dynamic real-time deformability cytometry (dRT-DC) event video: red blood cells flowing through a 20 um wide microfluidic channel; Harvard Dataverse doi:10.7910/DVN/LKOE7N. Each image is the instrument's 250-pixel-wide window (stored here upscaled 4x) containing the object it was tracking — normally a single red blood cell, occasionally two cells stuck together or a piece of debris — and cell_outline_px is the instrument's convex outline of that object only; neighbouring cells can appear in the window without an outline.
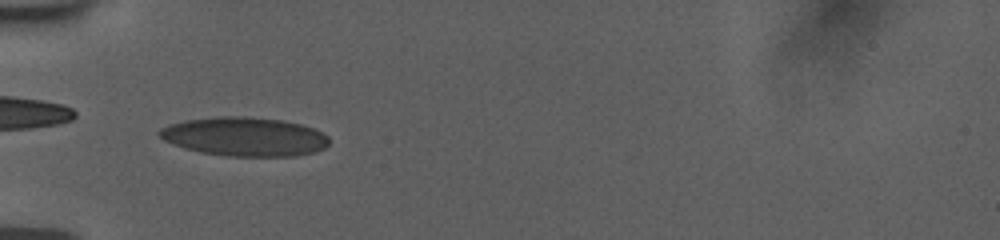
{"species": "human", "species_latin": "Homo sapiens", "temperature_condition": "room temperature", "stored_images_in_passage": 30, "camera_frame_rate_fps": 3000, "um_per_image_px": 0.085, "donor": {"sex": "female"}, "frame": {"image": 1, "passage_image": 9, "time_ms": 5.333, "image_size_px": [1000, 240], "cell_outline_px": [[328, 144], [324, 148], [316, 152], [296, 156], [228, 156], [200, 152], [184, 148], [164, 140], [156, 132], [160, 128], [168, 124], [184, 120], [216, 116], [244, 116], [284, 120], [300, 124], [312, 128], [328, 136]], "centroid_in_image_um": [20.76, 11.61], "position_along_channel_um": 64.2, "area_um2": 38.67}}
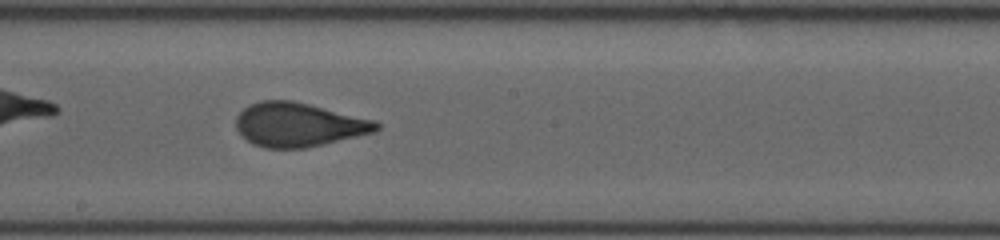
{"frame": {"image": 2, "passage_image": 18, "time_ms": 9.667, "image_size_px": [1000, 240], "cell_outline_px": [[380, 128], [376, 132], [324, 144], [304, 148], [264, 148], [252, 144], [236, 128], [236, 116], [244, 108], [260, 100], [292, 100], [376, 120], [380, 124]], "centroid_in_image_um": [25.4, 10.6], "position_along_channel_um": 222.8, "area_um2": 35.95}}
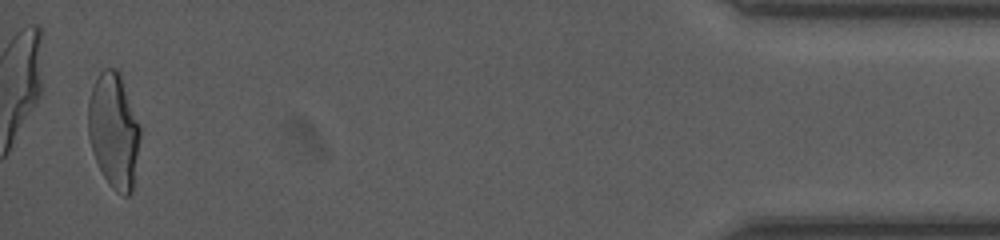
{"frame": {"image": 3, "passage_image": 30, "time_ms": 17.0, "image_size_px": [1000, 240], "cell_outline_px": [[140, 136], [132, 192], [128, 196], [124, 196], [116, 192], [108, 184], [96, 160], [88, 136], [88, 100], [92, 88], [100, 72], [104, 68], [116, 68], [120, 72], [140, 128]], "centroid_in_image_um": [9.67, 11.1], "position_along_channel_um": 425.5, "area_um2": 34.56}, "authors_computed_cell_mechanics": {"area_um2": 36.3562, "velocity_mm_per_s": 3.7747, "shape_relaxation_time_tau1_ms": 7.5221, "shape_relaxation_time_tau2_ms": null, "deformation_change_tau1": 0.2111, "deformation_change_tau2": null}}